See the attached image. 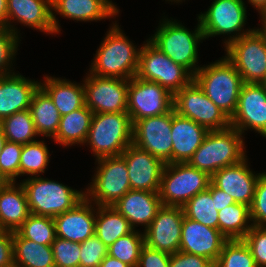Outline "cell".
Instances as JSON below:
<instances>
[{"instance_id": "obj_20", "label": "cell", "mask_w": 266, "mask_h": 267, "mask_svg": "<svg viewBox=\"0 0 266 267\" xmlns=\"http://www.w3.org/2000/svg\"><path fill=\"white\" fill-rule=\"evenodd\" d=\"M128 168L131 189L159 192L165 164L131 143L121 154Z\"/></svg>"}, {"instance_id": "obj_50", "label": "cell", "mask_w": 266, "mask_h": 267, "mask_svg": "<svg viewBox=\"0 0 266 267\" xmlns=\"http://www.w3.org/2000/svg\"><path fill=\"white\" fill-rule=\"evenodd\" d=\"M99 267H131L128 264L121 262L120 260L107 255L103 261L101 262V264L99 265Z\"/></svg>"}, {"instance_id": "obj_47", "label": "cell", "mask_w": 266, "mask_h": 267, "mask_svg": "<svg viewBox=\"0 0 266 267\" xmlns=\"http://www.w3.org/2000/svg\"><path fill=\"white\" fill-rule=\"evenodd\" d=\"M169 267H214L207 258L178 251L170 256Z\"/></svg>"}, {"instance_id": "obj_7", "label": "cell", "mask_w": 266, "mask_h": 267, "mask_svg": "<svg viewBox=\"0 0 266 267\" xmlns=\"http://www.w3.org/2000/svg\"><path fill=\"white\" fill-rule=\"evenodd\" d=\"M247 6L244 0H213L204 13L197 14L204 38L221 36L223 46L250 33L254 28H245ZM228 37V38H227Z\"/></svg>"}, {"instance_id": "obj_44", "label": "cell", "mask_w": 266, "mask_h": 267, "mask_svg": "<svg viewBox=\"0 0 266 267\" xmlns=\"http://www.w3.org/2000/svg\"><path fill=\"white\" fill-rule=\"evenodd\" d=\"M252 225L266 227V172H261L254 192V199L250 206Z\"/></svg>"}, {"instance_id": "obj_54", "label": "cell", "mask_w": 266, "mask_h": 267, "mask_svg": "<svg viewBox=\"0 0 266 267\" xmlns=\"http://www.w3.org/2000/svg\"><path fill=\"white\" fill-rule=\"evenodd\" d=\"M5 142H6V138H5V136H4V134H3L2 130H1V127H0V153H1L2 149H3V146H4Z\"/></svg>"}, {"instance_id": "obj_1", "label": "cell", "mask_w": 266, "mask_h": 267, "mask_svg": "<svg viewBox=\"0 0 266 267\" xmlns=\"http://www.w3.org/2000/svg\"><path fill=\"white\" fill-rule=\"evenodd\" d=\"M138 47L126 36L117 21H112L87 72L100 77L130 80L138 71L141 49Z\"/></svg>"}, {"instance_id": "obj_26", "label": "cell", "mask_w": 266, "mask_h": 267, "mask_svg": "<svg viewBox=\"0 0 266 267\" xmlns=\"http://www.w3.org/2000/svg\"><path fill=\"white\" fill-rule=\"evenodd\" d=\"M209 130L172 109V163H187Z\"/></svg>"}, {"instance_id": "obj_40", "label": "cell", "mask_w": 266, "mask_h": 267, "mask_svg": "<svg viewBox=\"0 0 266 267\" xmlns=\"http://www.w3.org/2000/svg\"><path fill=\"white\" fill-rule=\"evenodd\" d=\"M23 145L6 141L0 153V182L20 178V159Z\"/></svg>"}, {"instance_id": "obj_12", "label": "cell", "mask_w": 266, "mask_h": 267, "mask_svg": "<svg viewBox=\"0 0 266 267\" xmlns=\"http://www.w3.org/2000/svg\"><path fill=\"white\" fill-rule=\"evenodd\" d=\"M173 108L178 115L195 121L209 131L230 127V119L194 80L174 94Z\"/></svg>"}, {"instance_id": "obj_55", "label": "cell", "mask_w": 266, "mask_h": 267, "mask_svg": "<svg viewBox=\"0 0 266 267\" xmlns=\"http://www.w3.org/2000/svg\"><path fill=\"white\" fill-rule=\"evenodd\" d=\"M166 2H171V4H173V2L175 3V4H177L178 5V3H181L182 4V2H185V0H165Z\"/></svg>"}, {"instance_id": "obj_33", "label": "cell", "mask_w": 266, "mask_h": 267, "mask_svg": "<svg viewBox=\"0 0 266 267\" xmlns=\"http://www.w3.org/2000/svg\"><path fill=\"white\" fill-rule=\"evenodd\" d=\"M250 207L234 203L218 211V230L228 239H243L252 227Z\"/></svg>"}, {"instance_id": "obj_3", "label": "cell", "mask_w": 266, "mask_h": 267, "mask_svg": "<svg viewBox=\"0 0 266 267\" xmlns=\"http://www.w3.org/2000/svg\"><path fill=\"white\" fill-rule=\"evenodd\" d=\"M243 138L231 126L224 130L209 131L187 163L212 176L219 169L235 165L247 157Z\"/></svg>"}, {"instance_id": "obj_49", "label": "cell", "mask_w": 266, "mask_h": 267, "mask_svg": "<svg viewBox=\"0 0 266 267\" xmlns=\"http://www.w3.org/2000/svg\"><path fill=\"white\" fill-rule=\"evenodd\" d=\"M211 195L212 199H215V204L218 211L225 208L226 206L235 203V201L230 195L225 193L223 190L217 188L212 182H211Z\"/></svg>"}, {"instance_id": "obj_18", "label": "cell", "mask_w": 266, "mask_h": 267, "mask_svg": "<svg viewBox=\"0 0 266 267\" xmlns=\"http://www.w3.org/2000/svg\"><path fill=\"white\" fill-rule=\"evenodd\" d=\"M51 8L56 35L61 33L56 15L77 22H97L104 19L115 20L120 12L112 0H51Z\"/></svg>"}, {"instance_id": "obj_35", "label": "cell", "mask_w": 266, "mask_h": 267, "mask_svg": "<svg viewBox=\"0 0 266 267\" xmlns=\"http://www.w3.org/2000/svg\"><path fill=\"white\" fill-rule=\"evenodd\" d=\"M184 216L205 226L218 229V210L211 195V182L207 190L199 192L183 206Z\"/></svg>"}, {"instance_id": "obj_9", "label": "cell", "mask_w": 266, "mask_h": 267, "mask_svg": "<svg viewBox=\"0 0 266 267\" xmlns=\"http://www.w3.org/2000/svg\"><path fill=\"white\" fill-rule=\"evenodd\" d=\"M211 176L188 163L165 164L159 190L163 206L182 207L199 192L208 189Z\"/></svg>"}, {"instance_id": "obj_22", "label": "cell", "mask_w": 266, "mask_h": 267, "mask_svg": "<svg viewBox=\"0 0 266 267\" xmlns=\"http://www.w3.org/2000/svg\"><path fill=\"white\" fill-rule=\"evenodd\" d=\"M227 240L218 229L184 216L179 251L205 257L214 264Z\"/></svg>"}, {"instance_id": "obj_31", "label": "cell", "mask_w": 266, "mask_h": 267, "mask_svg": "<svg viewBox=\"0 0 266 267\" xmlns=\"http://www.w3.org/2000/svg\"><path fill=\"white\" fill-rule=\"evenodd\" d=\"M14 267H55L51 245L38 244L13 231Z\"/></svg>"}, {"instance_id": "obj_10", "label": "cell", "mask_w": 266, "mask_h": 267, "mask_svg": "<svg viewBox=\"0 0 266 267\" xmlns=\"http://www.w3.org/2000/svg\"><path fill=\"white\" fill-rule=\"evenodd\" d=\"M136 76L158 83L173 95L193 80V75L186 68L173 62L148 39L141 45Z\"/></svg>"}, {"instance_id": "obj_41", "label": "cell", "mask_w": 266, "mask_h": 267, "mask_svg": "<svg viewBox=\"0 0 266 267\" xmlns=\"http://www.w3.org/2000/svg\"><path fill=\"white\" fill-rule=\"evenodd\" d=\"M21 39L7 26L0 25V75L15 73L13 63L18 52Z\"/></svg>"}, {"instance_id": "obj_42", "label": "cell", "mask_w": 266, "mask_h": 267, "mask_svg": "<svg viewBox=\"0 0 266 267\" xmlns=\"http://www.w3.org/2000/svg\"><path fill=\"white\" fill-rule=\"evenodd\" d=\"M51 246L55 267H79L80 243L56 237Z\"/></svg>"}, {"instance_id": "obj_30", "label": "cell", "mask_w": 266, "mask_h": 267, "mask_svg": "<svg viewBox=\"0 0 266 267\" xmlns=\"http://www.w3.org/2000/svg\"><path fill=\"white\" fill-rule=\"evenodd\" d=\"M39 136L53 139L59 127L61 115L49 95L39 87L29 108Z\"/></svg>"}, {"instance_id": "obj_51", "label": "cell", "mask_w": 266, "mask_h": 267, "mask_svg": "<svg viewBox=\"0 0 266 267\" xmlns=\"http://www.w3.org/2000/svg\"><path fill=\"white\" fill-rule=\"evenodd\" d=\"M260 24L261 27H255L261 34L266 37V7L259 12Z\"/></svg>"}, {"instance_id": "obj_34", "label": "cell", "mask_w": 266, "mask_h": 267, "mask_svg": "<svg viewBox=\"0 0 266 267\" xmlns=\"http://www.w3.org/2000/svg\"><path fill=\"white\" fill-rule=\"evenodd\" d=\"M6 141L25 145L40 137L29 109L16 112L0 121ZM36 138V139H35Z\"/></svg>"}, {"instance_id": "obj_37", "label": "cell", "mask_w": 266, "mask_h": 267, "mask_svg": "<svg viewBox=\"0 0 266 267\" xmlns=\"http://www.w3.org/2000/svg\"><path fill=\"white\" fill-rule=\"evenodd\" d=\"M16 232L38 244L52 245L56 238L54 218L31 213Z\"/></svg>"}, {"instance_id": "obj_5", "label": "cell", "mask_w": 266, "mask_h": 267, "mask_svg": "<svg viewBox=\"0 0 266 267\" xmlns=\"http://www.w3.org/2000/svg\"><path fill=\"white\" fill-rule=\"evenodd\" d=\"M133 124L128 112L93 114L84 145L95 160L120 156L132 143Z\"/></svg>"}, {"instance_id": "obj_36", "label": "cell", "mask_w": 266, "mask_h": 267, "mask_svg": "<svg viewBox=\"0 0 266 267\" xmlns=\"http://www.w3.org/2000/svg\"><path fill=\"white\" fill-rule=\"evenodd\" d=\"M44 140H38L23 145L20 159V177L40 176L45 173L50 163L48 145Z\"/></svg>"}, {"instance_id": "obj_53", "label": "cell", "mask_w": 266, "mask_h": 267, "mask_svg": "<svg viewBox=\"0 0 266 267\" xmlns=\"http://www.w3.org/2000/svg\"><path fill=\"white\" fill-rule=\"evenodd\" d=\"M247 2V4H250L258 13L266 7V0H248Z\"/></svg>"}, {"instance_id": "obj_8", "label": "cell", "mask_w": 266, "mask_h": 267, "mask_svg": "<svg viewBox=\"0 0 266 267\" xmlns=\"http://www.w3.org/2000/svg\"><path fill=\"white\" fill-rule=\"evenodd\" d=\"M96 164L85 197L96 206H113L131 190L126 161L120 155L97 159Z\"/></svg>"}, {"instance_id": "obj_17", "label": "cell", "mask_w": 266, "mask_h": 267, "mask_svg": "<svg viewBox=\"0 0 266 267\" xmlns=\"http://www.w3.org/2000/svg\"><path fill=\"white\" fill-rule=\"evenodd\" d=\"M183 218L182 207L162 205L152 223L143 231L145 244L168 254L178 252Z\"/></svg>"}, {"instance_id": "obj_16", "label": "cell", "mask_w": 266, "mask_h": 267, "mask_svg": "<svg viewBox=\"0 0 266 267\" xmlns=\"http://www.w3.org/2000/svg\"><path fill=\"white\" fill-rule=\"evenodd\" d=\"M230 126L242 135L250 129L266 138V87L263 84L243 83Z\"/></svg>"}, {"instance_id": "obj_23", "label": "cell", "mask_w": 266, "mask_h": 267, "mask_svg": "<svg viewBox=\"0 0 266 267\" xmlns=\"http://www.w3.org/2000/svg\"><path fill=\"white\" fill-rule=\"evenodd\" d=\"M96 205L86 197L73 209L54 217L56 237L82 243L95 234Z\"/></svg>"}, {"instance_id": "obj_56", "label": "cell", "mask_w": 266, "mask_h": 267, "mask_svg": "<svg viewBox=\"0 0 266 267\" xmlns=\"http://www.w3.org/2000/svg\"><path fill=\"white\" fill-rule=\"evenodd\" d=\"M262 84L266 87V78H265V80L263 81Z\"/></svg>"}, {"instance_id": "obj_43", "label": "cell", "mask_w": 266, "mask_h": 267, "mask_svg": "<svg viewBox=\"0 0 266 267\" xmlns=\"http://www.w3.org/2000/svg\"><path fill=\"white\" fill-rule=\"evenodd\" d=\"M108 255V248L94 234L80 243L79 267H99Z\"/></svg>"}, {"instance_id": "obj_4", "label": "cell", "mask_w": 266, "mask_h": 267, "mask_svg": "<svg viewBox=\"0 0 266 267\" xmlns=\"http://www.w3.org/2000/svg\"><path fill=\"white\" fill-rule=\"evenodd\" d=\"M193 80L229 119L233 116L243 80L225 56L201 66Z\"/></svg>"}, {"instance_id": "obj_13", "label": "cell", "mask_w": 266, "mask_h": 267, "mask_svg": "<svg viewBox=\"0 0 266 267\" xmlns=\"http://www.w3.org/2000/svg\"><path fill=\"white\" fill-rule=\"evenodd\" d=\"M174 95L156 82L137 76L129 80L127 112L132 124L147 117L164 115L173 109Z\"/></svg>"}, {"instance_id": "obj_2", "label": "cell", "mask_w": 266, "mask_h": 267, "mask_svg": "<svg viewBox=\"0 0 266 267\" xmlns=\"http://www.w3.org/2000/svg\"><path fill=\"white\" fill-rule=\"evenodd\" d=\"M162 17L154 34L147 39L194 76L201 67L198 64V46L205 40L199 20L194 31H190L180 20L165 15Z\"/></svg>"}, {"instance_id": "obj_29", "label": "cell", "mask_w": 266, "mask_h": 267, "mask_svg": "<svg viewBox=\"0 0 266 267\" xmlns=\"http://www.w3.org/2000/svg\"><path fill=\"white\" fill-rule=\"evenodd\" d=\"M93 112L84 105L82 108L61 116L54 143L63 147L84 145L93 117Z\"/></svg>"}, {"instance_id": "obj_11", "label": "cell", "mask_w": 266, "mask_h": 267, "mask_svg": "<svg viewBox=\"0 0 266 267\" xmlns=\"http://www.w3.org/2000/svg\"><path fill=\"white\" fill-rule=\"evenodd\" d=\"M225 57L241 75L243 83L262 84L266 78V37L254 29L224 47Z\"/></svg>"}, {"instance_id": "obj_6", "label": "cell", "mask_w": 266, "mask_h": 267, "mask_svg": "<svg viewBox=\"0 0 266 267\" xmlns=\"http://www.w3.org/2000/svg\"><path fill=\"white\" fill-rule=\"evenodd\" d=\"M27 202L32 214L55 216L73 209L85 198V190H77L43 176L22 179Z\"/></svg>"}, {"instance_id": "obj_25", "label": "cell", "mask_w": 266, "mask_h": 267, "mask_svg": "<svg viewBox=\"0 0 266 267\" xmlns=\"http://www.w3.org/2000/svg\"><path fill=\"white\" fill-rule=\"evenodd\" d=\"M113 207L122 214L137 230L142 226L144 231L156 217L162 207L159 192L131 189L120 198Z\"/></svg>"}, {"instance_id": "obj_48", "label": "cell", "mask_w": 266, "mask_h": 267, "mask_svg": "<svg viewBox=\"0 0 266 267\" xmlns=\"http://www.w3.org/2000/svg\"><path fill=\"white\" fill-rule=\"evenodd\" d=\"M0 267H14L12 231H0Z\"/></svg>"}, {"instance_id": "obj_52", "label": "cell", "mask_w": 266, "mask_h": 267, "mask_svg": "<svg viewBox=\"0 0 266 267\" xmlns=\"http://www.w3.org/2000/svg\"><path fill=\"white\" fill-rule=\"evenodd\" d=\"M7 0H0V25L6 26Z\"/></svg>"}, {"instance_id": "obj_14", "label": "cell", "mask_w": 266, "mask_h": 267, "mask_svg": "<svg viewBox=\"0 0 266 267\" xmlns=\"http://www.w3.org/2000/svg\"><path fill=\"white\" fill-rule=\"evenodd\" d=\"M85 105L94 113L127 112L129 80L100 77L88 72L83 77Z\"/></svg>"}, {"instance_id": "obj_21", "label": "cell", "mask_w": 266, "mask_h": 267, "mask_svg": "<svg viewBox=\"0 0 266 267\" xmlns=\"http://www.w3.org/2000/svg\"><path fill=\"white\" fill-rule=\"evenodd\" d=\"M248 156L241 162L219 169L211 176V182L230 195L235 203L252 205L257 180L261 174L255 173L248 164Z\"/></svg>"}, {"instance_id": "obj_39", "label": "cell", "mask_w": 266, "mask_h": 267, "mask_svg": "<svg viewBox=\"0 0 266 267\" xmlns=\"http://www.w3.org/2000/svg\"><path fill=\"white\" fill-rule=\"evenodd\" d=\"M214 267H257L251 250L243 239L227 240Z\"/></svg>"}, {"instance_id": "obj_15", "label": "cell", "mask_w": 266, "mask_h": 267, "mask_svg": "<svg viewBox=\"0 0 266 267\" xmlns=\"http://www.w3.org/2000/svg\"><path fill=\"white\" fill-rule=\"evenodd\" d=\"M172 110L164 115L139 119L133 123L132 143L160 159L172 163Z\"/></svg>"}, {"instance_id": "obj_24", "label": "cell", "mask_w": 266, "mask_h": 267, "mask_svg": "<svg viewBox=\"0 0 266 267\" xmlns=\"http://www.w3.org/2000/svg\"><path fill=\"white\" fill-rule=\"evenodd\" d=\"M17 72L0 75V121L16 112L29 109L32 97L40 87V81Z\"/></svg>"}, {"instance_id": "obj_28", "label": "cell", "mask_w": 266, "mask_h": 267, "mask_svg": "<svg viewBox=\"0 0 266 267\" xmlns=\"http://www.w3.org/2000/svg\"><path fill=\"white\" fill-rule=\"evenodd\" d=\"M40 87L52 99L60 115L69 114L85 105L84 86L69 79L45 75Z\"/></svg>"}, {"instance_id": "obj_19", "label": "cell", "mask_w": 266, "mask_h": 267, "mask_svg": "<svg viewBox=\"0 0 266 267\" xmlns=\"http://www.w3.org/2000/svg\"><path fill=\"white\" fill-rule=\"evenodd\" d=\"M15 23L44 34L56 35L52 23L51 0H7L6 26L22 38Z\"/></svg>"}, {"instance_id": "obj_38", "label": "cell", "mask_w": 266, "mask_h": 267, "mask_svg": "<svg viewBox=\"0 0 266 267\" xmlns=\"http://www.w3.org/2000/svg\"><path fill=\"white\" fill-rule=\"evenodd\" d=\"M145 245L144 232L134 229L131 233L121 236L108 247V255L137 267L142 247Z\"/></svg>"}, {"instance_id": "obj_32", "label": "cell", "mask_w": 266, "mask_h": 267, "mask_svg": "<svg viewBox=\"0 0 266 267\" xmlns=\"http://www.w3.org/2000/svg\"><path fill=\"white\" fill-rule=\"evenodd\" d=\"M134 228L113 206H96L95 235L108 248Z\"/></svg>"}, {"instance_id": "obj_45", "label": "cell", "mask_w": 266, "mask_h": 267, "mask_svg": "<svg viewBox=\"0 0 266 267\" xmlns=\"http://www.w3.org/2000/svg\"><path fill=\"white\" fill-rule=\"evenodd\" d=\"M257 267H266V227L253 225L243 238Z\"/></svg>"}, {"instance_id": "obj_46", "label": "cell", "mask_w": 266, "mask_h": 267, "mask_svg": "<svg viewBox=\"0 0 266 267\" xmlns=\"http://www.w3.org/2000/svg\"><path fill=\"white\" fill-rule=\"evenodd\" d=\"M170 256L171 254L150 248L145 244L142 247L137 267H169Z\"/></svg>"}, {"instance_id": "obj_27", "label": "cell", "mask_w": 266, "mask_h": 267, "mask_svg": "<svg viewBox=\"0 0 266 267\" xmlns=\"http://www.w3.org/2000/svg\"><path fill=\"white\" fill-rule=\"evenodd\" d=\"M30 214L21 182H0V229L16 231Z\"/></svg>"}]
</instances>
